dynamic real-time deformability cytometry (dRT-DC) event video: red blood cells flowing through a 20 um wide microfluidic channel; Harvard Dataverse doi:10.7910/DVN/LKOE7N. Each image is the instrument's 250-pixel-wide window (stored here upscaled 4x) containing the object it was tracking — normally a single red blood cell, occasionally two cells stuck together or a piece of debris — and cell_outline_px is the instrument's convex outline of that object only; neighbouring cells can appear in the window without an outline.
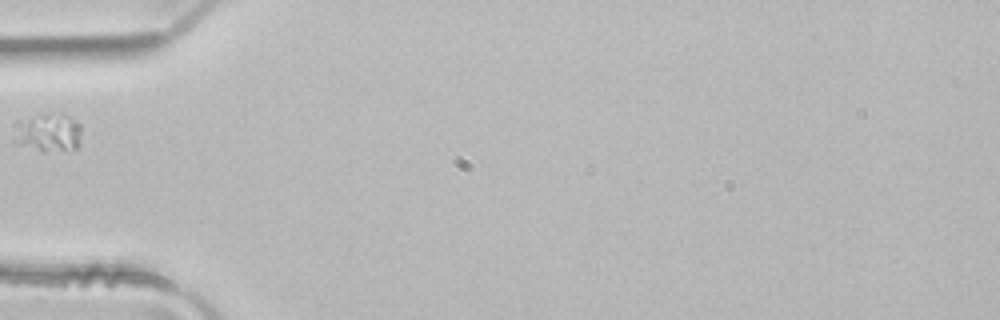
{"species": "common noctule bat (a hibernating species)", "species_latin": "Nyctalus noctula", "temperature_condition": "room temperature", "stored_images_in_passage": 1, "camera_frame_rate_fps": 3000, "um_per_image_px": 0.085, "animal": {"sex": "male", "body_mass_g": 21.5, "forearm_length_mm": 52.0}, "frame": {"image": 1, "passage_image": 1, "time_ms": 0.0, "image_size_px": [1000, 320], "cell_outline_px": [[80, 144], [76, 148], [44, 152], [16, 144], [12, 140], [28, 120], [44, 112], [64, 112], [80, 124]], "centroid_in_image_um": [4.23, 11.28], "position_along_channel_um": 80.8, "area_um2": 14.68}}